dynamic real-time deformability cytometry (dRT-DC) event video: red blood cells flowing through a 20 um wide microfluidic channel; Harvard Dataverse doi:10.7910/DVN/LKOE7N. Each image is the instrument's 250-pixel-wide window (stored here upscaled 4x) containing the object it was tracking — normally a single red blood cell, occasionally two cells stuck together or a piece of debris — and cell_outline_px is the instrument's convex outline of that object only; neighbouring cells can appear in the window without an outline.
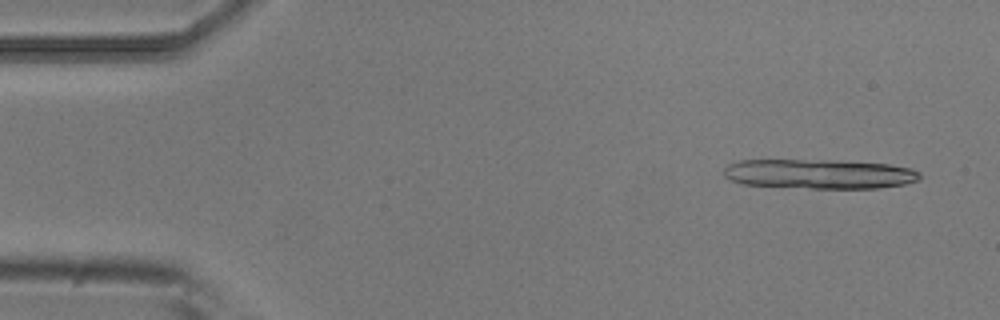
{"species": "common noctule bat (a hibernating species)", "species_latin": "Nyctalus noctula", "temperature_condition": "room temperature", "stored_images_in_passage": 7, "camera_frame_rate_fps": 3000, "um_per_image_px": 0.085, "animal": {"sex": "male", "body_mass_g": 20.5, "forearm_length_mm": 52.5}, "frame": {"image": 1, "passage_image": 1, "time_ms": 0.0, "image_size_px": [1000, 320], "cell_outline_px": [[920, 180], [904, 184], [876, 188], [812, 188], [744, 184], [732, 180], [724, 176], [724, 168], [728, 164], [740, 160], [836, 160], [888, 164], [912, 168], [920, 172]], "centroid_in_image_um": [69.67, 14.78], "position_along_channel_um": 15.3, "area_um2": 33.76}}
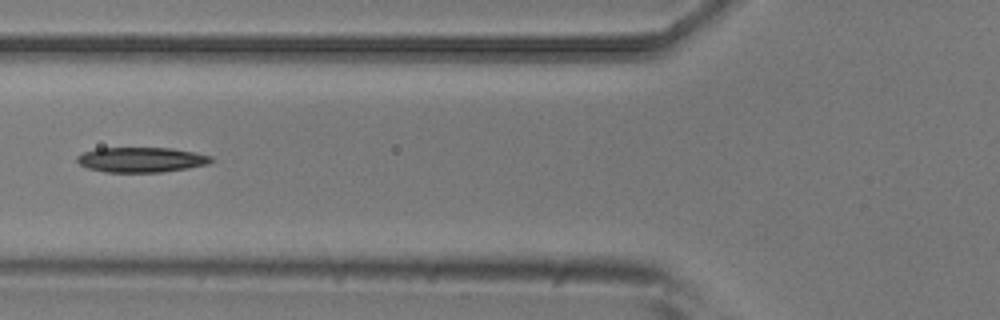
{"frame": {"image": 2, "passage_image": 6, "time_ms": 1.667, "image_size_px": [1000, 320], "cell_outline_px": [[212, 160], [208, 164], [188, 168], [160, 172], [104, 172], [88, 168], [80, 164], [76, 160], [76, 156], [84, 152], [96, 148], [172, 148], [212, 156]], "centroid_in_image_um": [11.98, 13.57], "position_along_channel_um": 113.8, "area_um2": 19.48}}
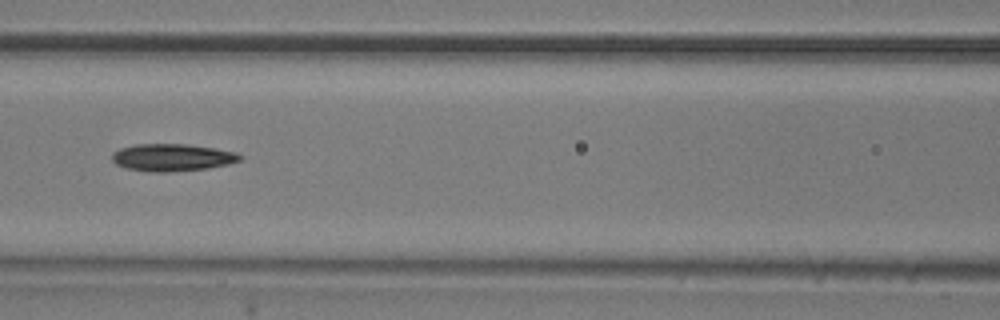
{"frame": {"image": 3, "passage_image": 7, "time_ms": 2.0, "image_size_px": [1000, 320], "cell_outline_px": [[244, 156], [240, 160], [228, 164], [208, 168], [168, 172], [152, 172], [128, 168], [116, 164], [112, 160], [112, 152], [120, 148], [136, 144], [184, 144], [216, 148], [236, 152]], "centroid_in_image_um": [14.65, 13.38], "position_along_channel_um": 152.0, "area_um2": 20.35}}